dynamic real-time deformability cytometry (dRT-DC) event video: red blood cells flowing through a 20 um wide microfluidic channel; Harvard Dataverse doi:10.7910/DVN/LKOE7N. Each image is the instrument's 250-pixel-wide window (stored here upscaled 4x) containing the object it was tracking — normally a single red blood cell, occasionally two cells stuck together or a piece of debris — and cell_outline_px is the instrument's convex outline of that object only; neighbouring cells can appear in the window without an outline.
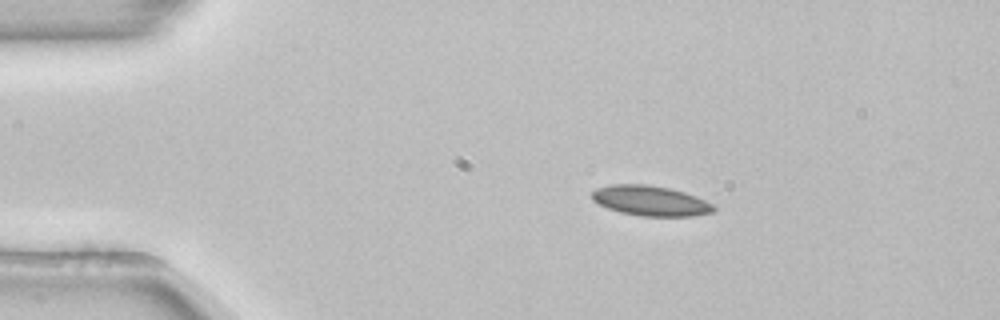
{"species": "common noctule bat (a hibernating species)", "species_latin": "Nyctalus noctula", "temperature_condition": "room temperature", "stored_images_in_passage": 44, "camera_frame_rate_fps": 3000, "um_per_image_px": 0.085, "animal": {"sex": "female", "body_mass_g": 22.7, "forearm_length_mm": 54.2}, "frame": {"image": 1, "passage_image": 1, "time_ms": 0.0, "image_size_px": [1000, 320], "cell_outline_px": [[716, 208], [712, 212], [692, 216], [640, 216], [620, 212], [608, 208], [592, 200], [592, 192], [596, 188], [608, 184], [644, 184], [668, 188], [684, 192], [696, 196], [712, 204]], "centroid_in_image_um": [55.26, 17.06], "position_along_channel_um": 29.7, "area_um2": 21.27}}
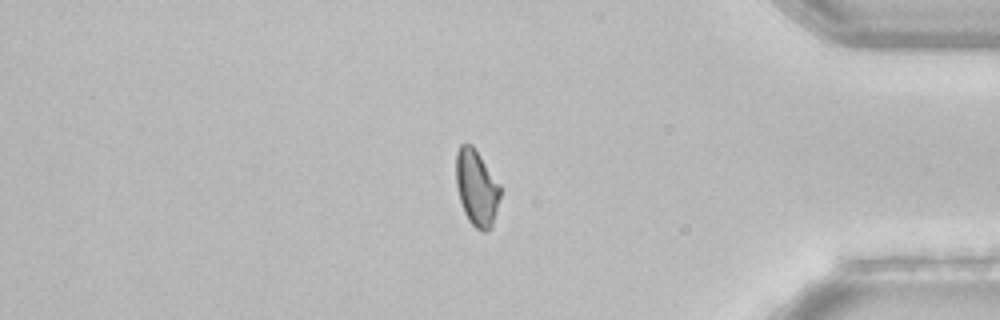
{"frame": {"image": 2, "passage_image": 36, "time_ms": 11.667, "image_size_px": [1000, 320], "cell_outline_px": [[500, 196], [492, 228], [488, 232], [484, 232], [476, 228], [468, 220], [464, 212], [460, 200], [456, 184], [456, 152], [460, 144], [472, 144], [500, 184]], "centroid_in_image_um": [40.51, 15.98], "position_along_channel_um": 394.7, "area_um2": 19.65}}
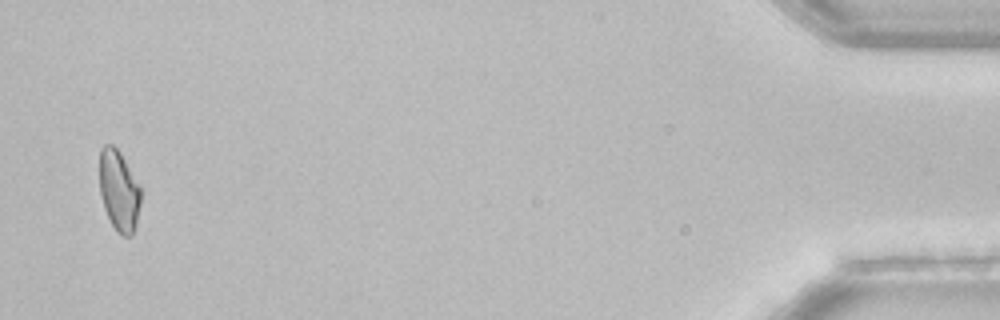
{"frame": {"image": 3, "passage_image": 43, "time_ms": 14.0, "image_size_px": [1000, 320], "cell_outline_px": [[140, 204], [136, 224], [132, 236], [124, 236], [116, 232], [104, 208], [100, 196], [100, 148], [104, 144], [112, 144], [120, 152], [140, 184]], "centroid_in_image_um": [10.11, 16.2], "position_along_channel_um": 425.1, "area_um2": 19.54}}